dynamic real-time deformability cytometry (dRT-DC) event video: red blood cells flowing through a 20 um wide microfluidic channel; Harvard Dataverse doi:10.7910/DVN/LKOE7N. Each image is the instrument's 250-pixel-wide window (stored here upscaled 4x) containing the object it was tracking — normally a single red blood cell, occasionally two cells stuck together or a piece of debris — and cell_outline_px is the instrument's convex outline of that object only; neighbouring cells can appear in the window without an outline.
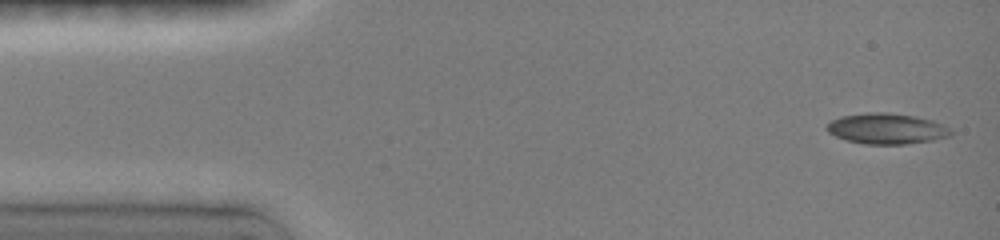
{"species": "common noctule bat (a hibernating species)", "species_latin": "Nyctalus noctula", "temperature_condition": "room temperature", "stored_images_in_passage": 18, "camera_frame_rate_fps": 3000, "um_per_image_px": 0.085, "animal": {"sex": "female", "body_mass_g": 19.0, "forearm_length_mm": 51.5}, "frame": {"image": 1, "passage_image": 1, "time_ms": 0.0, "image_size_px": [1000, 240], "cell_outline_px": [[952, 136], [932, 140], [904, 144], [864, 144], [844, 140], [828, 132], [824, 128], [832, 120], [840, 116], [868, 112], [888, 112], [916, 116], [932, 120], [944, 124], [952, 128]], "centroid_in_image_um": [75.38, 10.93], "position_along_channel_um": 9.6, "area_um2": 22.48}}
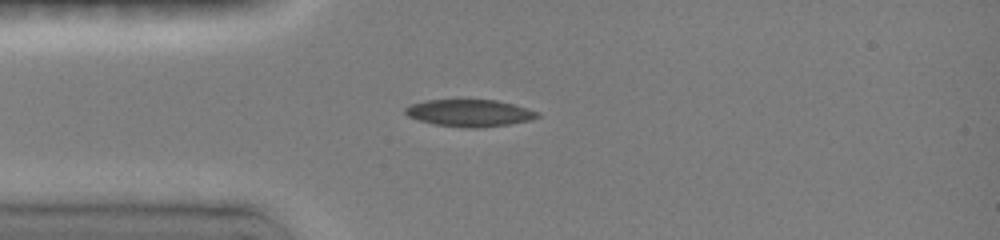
{"frame": {"image": 2, "passage_image": 7, "time_ms": 3.333, "image_size_px": [1000, 240], "cell_outline_px": [[540, 116], [532, 120], [508, 124], [480, 128], [468, 128], [436, 124], [420, 120], [408, 116], [404, 112], [404, 108], [412, 104], [424, 100], [496, 100], [528, 108], [540, 112]], "centroid_in_image_um": [39.94, 9.6], "position_along_channel_um": 45.1, "area_um2": 20.75}}
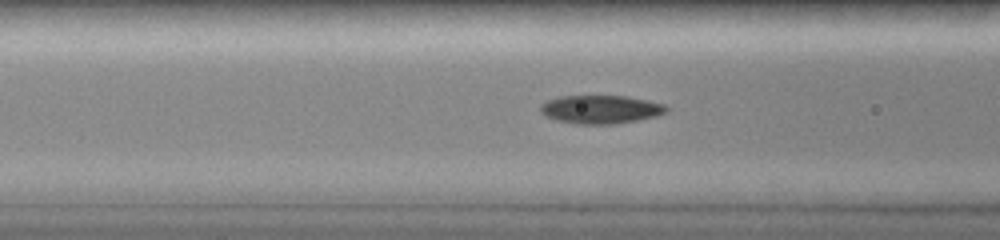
{"frame": {"image": 3, "passage_image": 12, "time_ms": 5.333, "image_size_px": [1000, 240], "cell_outline_px": [[668, 112], [656, 116], [616, 124], [572, 124], [556, 120], [544, 116], [540, 112], [540, 104], [548, 100], [560, 96], [624, 96], [664, 104], [668, 108]], "centroid_in_image_um": [51.01, 9.31], "position_along_channel_um": 115.6, "area_um2": 20.87}}